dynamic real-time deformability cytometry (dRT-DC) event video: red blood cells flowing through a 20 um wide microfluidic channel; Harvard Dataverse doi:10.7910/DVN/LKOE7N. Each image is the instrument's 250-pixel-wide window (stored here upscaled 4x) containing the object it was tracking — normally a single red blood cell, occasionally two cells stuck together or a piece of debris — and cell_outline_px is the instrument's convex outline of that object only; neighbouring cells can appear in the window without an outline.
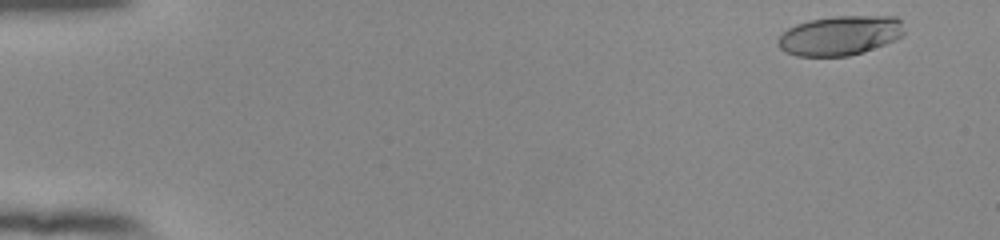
{"species": "human", "species_latin": "Homo sapiens", "temperature_condition": "room temperature", "stored_images_in_passage": 52, "camera_frame_rate_fps": 3000, "um_per_image_px": 0.085, "donor": {"sex": "female"}, "frame": {"image": 1, "passage_image": 3, "time_ms": 0.667, "image_size_px": [1000, 240], "cell_outline_px": [[904, 36], [864, 52], [848, 56], [796, 56], [784, 52], [776, 44], [776, 40], [788, 28], [796, 24], [808, 20], [832, 16], [896, 16], [900, 20], [904, 32]], "centroid_in_image_um": [71.37, 3.02], "position_along_channel_um": 13.6, "area_um2": 29.3}}
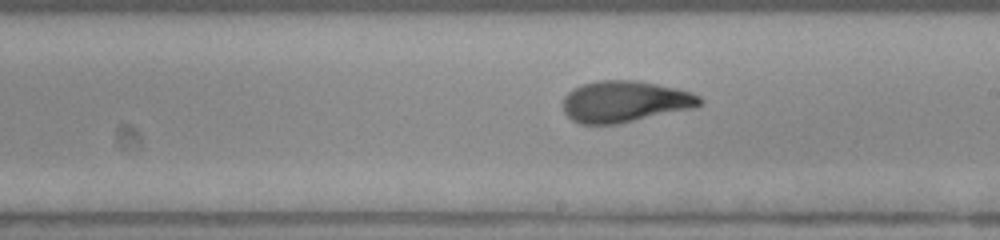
{"frame": {"image": 2, "passage_image": 31, "time_ms": 10.0, "image_size_px": [1000, 240], "cell_outline_px": [[704, 104], [696, 108], [616, 124], [580, 124], [572, 120], [564, 112], [564, 96], [572, 88], [580, 84], [596, 80], [636, 80], [676, 88], [692, 92], [700, 96], [704, 100]], "centroid_in_image_um": [53.14, 8.62], "position_along_channel_um": 235.9, "area_um2": 33.35}}
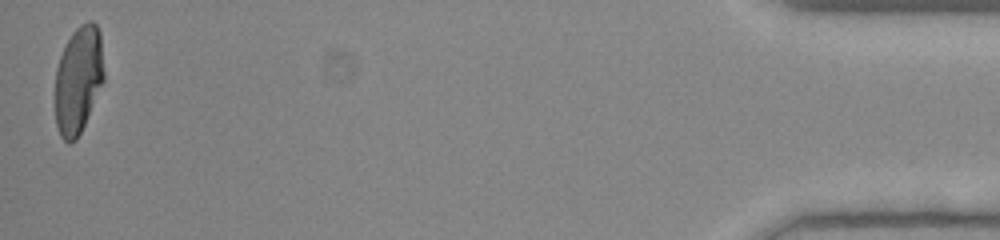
{"frame": {"image": 3, "passage_image": 52, "time_ms": 17.0, "image_size_px": [1000, 240], "cell_outline_px": [[104, 80], [84, 124], [76, 140], [68, 144], [60, 136], [56, 124], [56, 68], [60, 56], [72, 32], [80, 24], [88, 20], [92, 20], [96, 24], [100, 32], [104, 72]], "centroid_in_image_um": [6.66, 6.76], "position_along_channel_um": 428.5, "area_um2": 30.4}, "authors_computed_cell_mechanics": {"area_um2": 31.9056, "velocity_mm_per_s": 3.9558, "shape_relaxation_time_tau1_ms": 7.7317, "shape_relaxation_time_tau2_ms": 1.4478, "deformation_change_tau1": 0.2807, "deformation_change_tau2": 0.087}}